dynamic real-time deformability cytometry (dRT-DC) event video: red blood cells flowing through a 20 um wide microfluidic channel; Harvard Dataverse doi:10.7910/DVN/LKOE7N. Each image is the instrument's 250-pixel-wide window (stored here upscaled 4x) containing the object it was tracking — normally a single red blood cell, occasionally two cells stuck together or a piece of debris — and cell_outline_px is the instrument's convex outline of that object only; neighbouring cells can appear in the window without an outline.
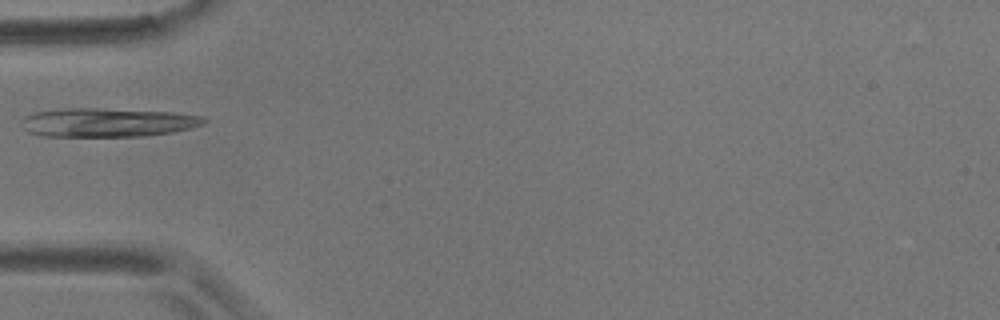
{"species": "common noctule bat (a hibernating species)", "species_latin": "Nyctalus noctula", "temperature_condition": "room temperature", "stored_images_in_passage": 4, "camera_frame_rate_fps": 3000, "um_per_image_px": 0.085, "animal": {"sex": "male", "body_mass_g": 17.9}, "frame": {"image": 1, "passage_image": 4, "time_ms": 3.333, "image_size_px": [1000, 320], "cell_outline_px": [[208, 120], [204, 124], [172, 132], [144, 136], [40, 136], [28, 132], [20, 124], [20, 120], [24, 116], [36, 112], [64, 108], [100, 108], [172, 112], [204, 116]], "centroid_in_image_um": [9.11, 10.4], "position_along_channel_um": 75.9, "area_um2": 30.81}}